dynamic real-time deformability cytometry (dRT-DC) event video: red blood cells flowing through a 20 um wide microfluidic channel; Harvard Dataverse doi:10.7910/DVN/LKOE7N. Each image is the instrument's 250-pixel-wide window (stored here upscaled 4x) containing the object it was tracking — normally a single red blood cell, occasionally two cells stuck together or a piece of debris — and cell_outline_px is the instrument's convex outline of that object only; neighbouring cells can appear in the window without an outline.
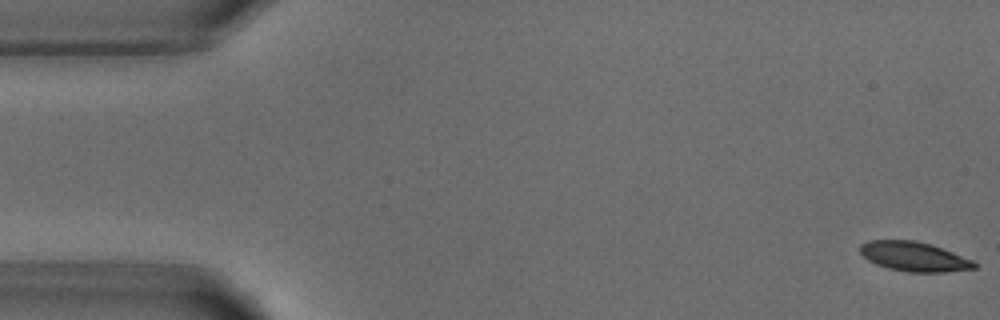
{"species": "common noctule bat (a hibernating species)", "species_latin": "Nyctalus noctula", "temperature_condition": "warm", "stored_images_in_passage": 4, "camera_frame_rate_fps": 3000, "um_per_image_px": 0.085, "animal": {"sex": "male", "body_mass_g": 18.8}, "frame": {"image": 1, "passage_image": 1, "time_ms": 0.0, "image_size_px": [1000, 320], "cell_outline_px": [[976, 268], [944, 272], [908, 272], [888, 268], [876, 264], [868, 260], [860, 252], [860, 244], [868, 240], [916, 240], [932, 244], [972, 260], [976, 264]], "centroid_in_image_um": [77.67, 21.8], "position_along_channel_um": 7.3, "area_um2": 19.59}}